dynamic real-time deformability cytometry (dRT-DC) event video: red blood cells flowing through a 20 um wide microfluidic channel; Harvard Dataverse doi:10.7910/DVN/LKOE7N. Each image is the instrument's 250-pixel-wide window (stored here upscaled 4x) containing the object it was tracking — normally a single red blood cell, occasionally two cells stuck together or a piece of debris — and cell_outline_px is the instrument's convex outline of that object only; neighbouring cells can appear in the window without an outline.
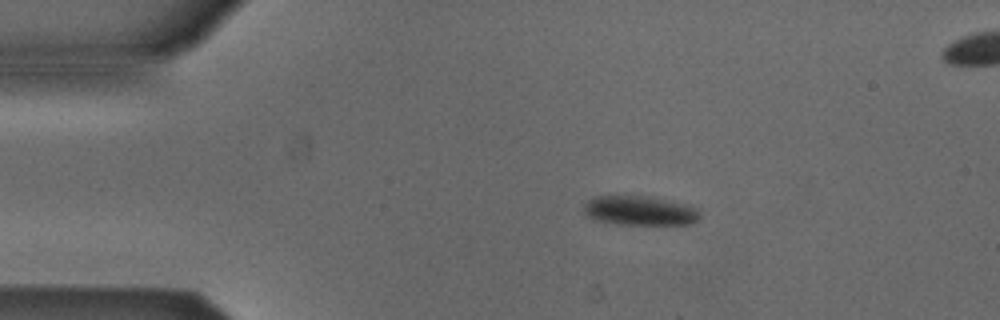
{"species": "Egyptian fruit bat (a non-hibernating species)", "species_latin": "Rousettus aegyptiacus", "temperature_condition": "cold", "stored_images_in_passage": 53, "segment_of_instrument_passage": [1, 2], "camera_frame_rate_fps": 3000, "um_per_image_px": 0.085, "animal": {"sex": "male"}, "frame": {"image": 1, "passage_image": 9, "time_ms": 2.667, "image_size_px": [1000, 320], "cell_outline_px": [[700, 216], [692, 224], [616, 224], [596, 220], [588, 216], [584, 212], [584, 204], [588, 200], [596, 196], [652, 196], [700, 208]], "centroid_in_image_um": [54.4, 17.9], "position_along_channel_um": 30.6, "area_um2": 19.94}}
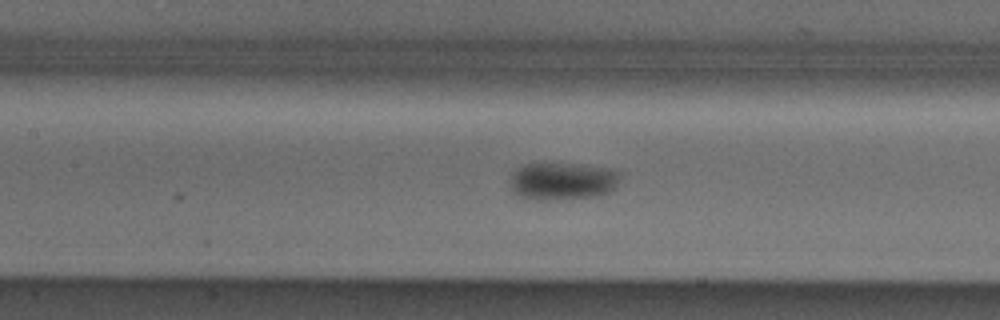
{"frame": {"image": 2, "passage_image": 23, "time_ms": 7.333, "image_size_px": [1000, 320], "cell_outline_px": [[620, 176], [616, 188], [612, 192], [592, 196], [544, 200], [536, 200], [520, 196], [512, 192], [512, 172], [516, 168], [524, 164], [572, 164], [612, 168], [620, 172]], "centroid_in_image_um": [47.84, 15.39], "position_along_channel_um": 159.6, "area_um2": 23.93}}
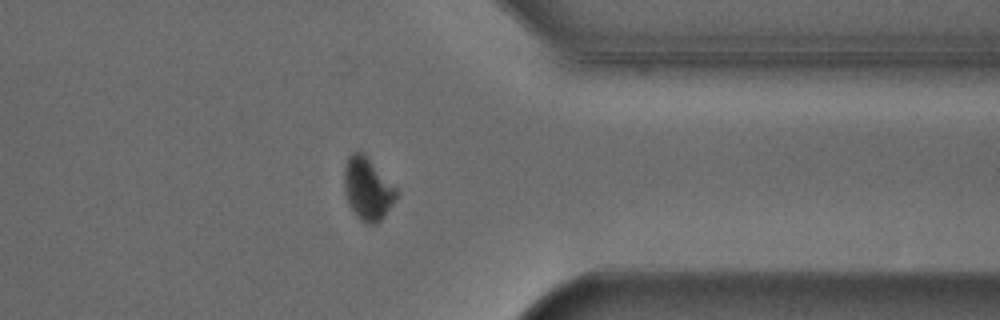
{"frame": {"image": 3, "passage_image": 41, "time_ms": 13.333, "image_size_px": [1000, 320], "cell_outline_px": [[400, 192], [384, 216], [376, 224], [364, 224], [352, 212], [348, 204], [344, 188], [344, 168], [348, 156], [352, 152], [364, 152]], "centroid_in_image_um": [31.24, 16.05], "position_along_channel_um": 380.2, "area_um2": 19.25}}